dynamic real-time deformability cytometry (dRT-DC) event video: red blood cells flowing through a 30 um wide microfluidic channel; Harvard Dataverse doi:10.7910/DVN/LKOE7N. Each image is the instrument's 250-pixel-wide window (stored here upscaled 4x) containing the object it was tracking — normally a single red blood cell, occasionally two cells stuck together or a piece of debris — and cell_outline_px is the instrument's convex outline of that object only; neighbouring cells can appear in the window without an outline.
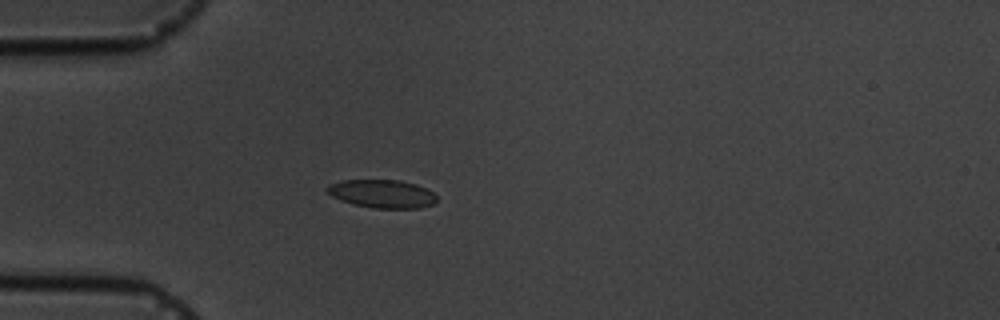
{"species": "common noctule bat (a hibernating species)", "species_latin": "Nyctalus noctula", "temperature_condition": "cold", "stored_images_in_passage": 4, "camera_frame_rate_fps": 3000, "um_per_image_px": 0.085, "animal": {"sex": "male", "body_mass_g": 19.5, "forearm_length_mm": 54.6}, "frame": {"image": 1, "passage_image": 4, "time_ms": 3.333, "image_size_px": [1000, 320], "cell_outline_px": [[436, 200], [432, 204], [420, 208], [372, 208], [352, 204], [340, 200], [332, 196], [324, 188], [328, 184], [340, 180], [400, 180], [416, 184], [432, 192], [436, 196]], "centroid_in_image_um": [32.43, 16.47], "position_along_channel_um": 52.6, "area_um2": 18.09}}